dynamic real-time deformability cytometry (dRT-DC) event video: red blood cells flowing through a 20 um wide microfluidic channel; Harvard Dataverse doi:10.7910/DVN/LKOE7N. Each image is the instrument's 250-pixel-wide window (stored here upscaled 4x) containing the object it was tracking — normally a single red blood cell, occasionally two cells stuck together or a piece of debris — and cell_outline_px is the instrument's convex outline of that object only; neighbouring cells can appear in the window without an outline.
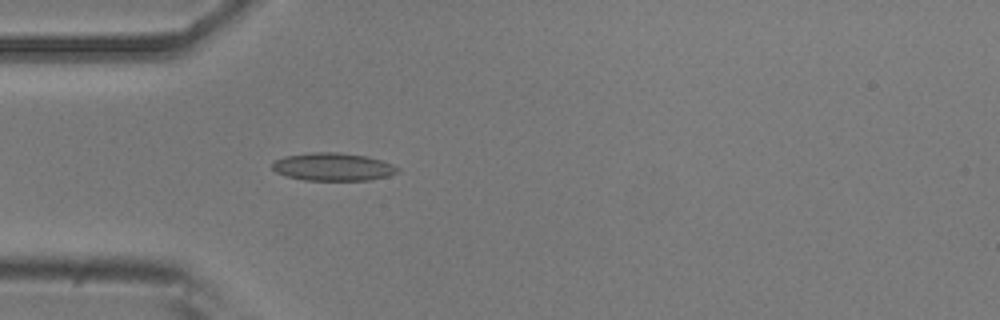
{"species": "common noctule bat (a hibernating species)", "species_latin": "Nyctalus noctula", "temperature_condition": "room temperature", "stored_images_in_passage": 32, "camera_frame_rate_fps": 3000, "um_per_image_px": 0.085, "animal": {"sex": "male", "body_mass_g": 20.5, "forearm_length_mm": 52.5}, "frame": {"image": 1, "passage_image": 1, "time_ms": 0.0, "image_size_px": [1000, 320], "cell_outline_px": [[400, 172], [388, 176], [368, 180], [304, 180], [288, 176], [276, 172], [272, 168], [272, 160], [284, 156], [312, 152], [340, 152], [364, 156], [380, 160], [392, 164], [400, 168]], "centroid_in_image_um": [28.29, 14.18], "position_along_channel_um": 56.7, "area_um2": 20.4}}
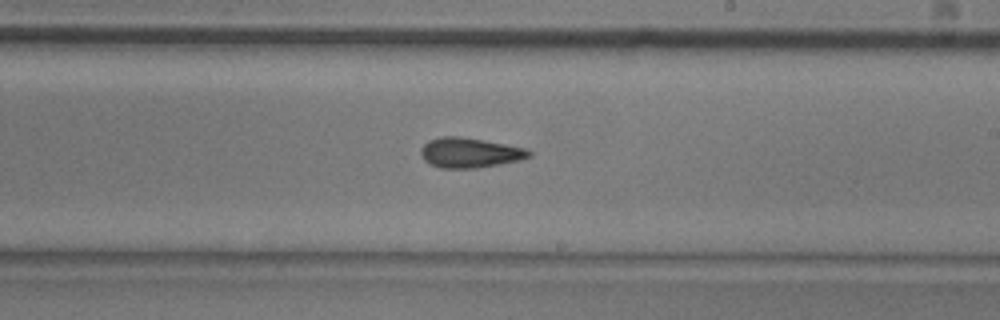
{"frame": {"image": 2, "passage_image": 16, "time_ms": 5.0, "image_size_px": [1000, 320], "cell_outline_px": [[532, 156], [520, 160], [500, 164], [476, 168], [440, 168], [424, 160], [420, 152], [424, 144], [428, 140], [444, 136], [460, 136], [484, 140], [528, 148], [532, 152]], "centroid_in_image_um": [39.97, 12.97], "position_along_channel_um": 249.0, "area_um2": 18.96}}
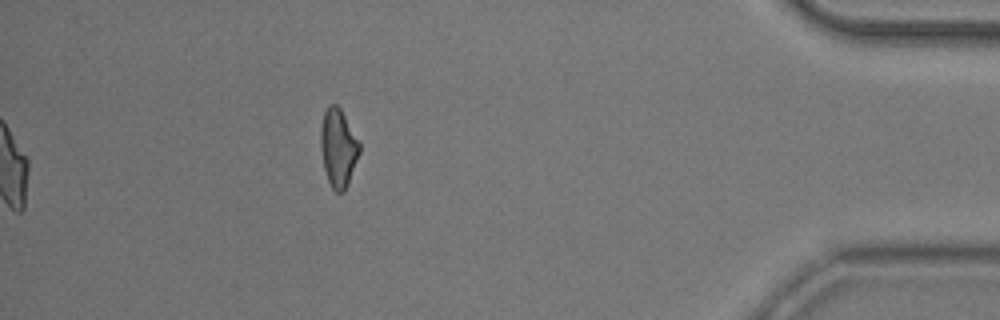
{"frame": {"image": 3, "passage_image": 32, "time_ms": 10.333, "image_size_px": [1000, 320], "cell_outline_px": [[360, 152], [348, 184], [344, 192], [336, 192], [332, 188], [328, 180], [324, 168], [320, 148], [320, 128], [324, 112], [328, 104], [336, 104], [340, 108], [360, 140]], "centroid_in_image_um": [28.75, 12.54], "position_along_channel_um": 406.4, "area_um2": 17.92}, "authors_computed_cell_mechanics": {"area_um2": 18.3226, "velocity_mm_per_s": 3.8967, "shape_relaxation_time_tau1_ms": null, "shape_relaxation_time_tau2_ms": 4.0646, "deformation_change_tau1": null, "deformation_change_tau2": 0.1164}}